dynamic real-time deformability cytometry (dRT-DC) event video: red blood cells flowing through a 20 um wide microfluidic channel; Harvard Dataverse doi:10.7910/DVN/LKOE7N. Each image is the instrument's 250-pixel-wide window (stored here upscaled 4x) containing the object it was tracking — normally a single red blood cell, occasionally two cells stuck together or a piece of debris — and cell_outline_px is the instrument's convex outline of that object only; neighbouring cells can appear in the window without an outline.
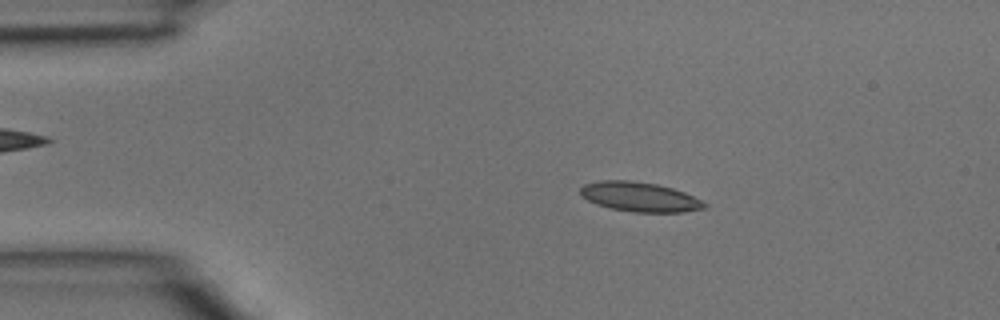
{"species": "common noctule bat (a hibernating species)", "species_latin": "Nyctalus noctula", "temperature_condition": "room temperature", "stored_images_in_passage": 4, "segment_of_instrument_passage": [1, 2], "camera_frame_rate_fps": 3000, "um_per_image_px": 0.085, "animal": {"sex": "male", "body_mass_g": 15.6}, "frame": {"image": 1, "passage_image": 2, "time_ms": 0.333, "image_size_px": [1000, 320], "cell_outline_px": [[708, 204], [704, 208], [684, 212], [636, 212], [612, 208], [596, 204], [580, 196], [580, 188], [584, 184], [600, 180], [628, 180], [656, 184], [672, 188], [684, 192]], "centroid_in_image_um": [54.34, 16.73], "position_along_channel_um": 30.7, "area_um2": 21.21}}